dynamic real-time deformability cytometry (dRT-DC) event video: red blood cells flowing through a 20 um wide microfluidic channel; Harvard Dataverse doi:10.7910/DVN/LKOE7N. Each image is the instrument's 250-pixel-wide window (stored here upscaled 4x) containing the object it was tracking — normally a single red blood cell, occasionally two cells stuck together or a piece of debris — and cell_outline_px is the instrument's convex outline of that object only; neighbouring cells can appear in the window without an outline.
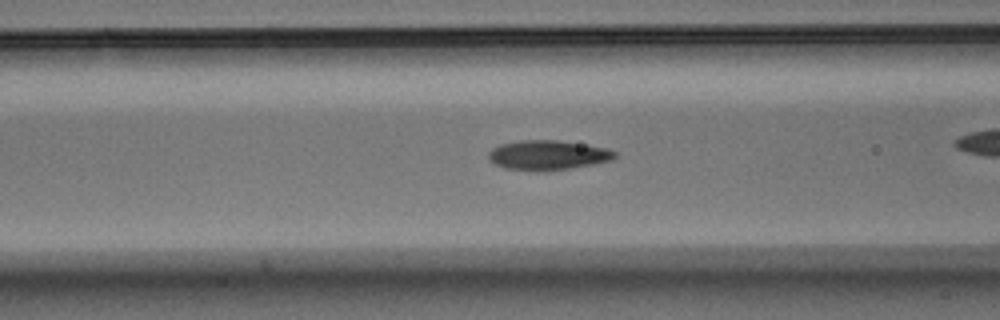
{"species": "Egyptian fruit bat (a non-hibernating species)", "species_latin": "Rousettus aegyptiacus", "temperature_condition": "warm", "stored_images_in_passage": 27, "camera_frame_rate_fps": 3000, "um_per_image_px": 0.085, "animal": {"sex": "male"}, "frame": {"image": 1, "passage_image": 5, "time_ms": 1.333, "image_size_px": [1000, 320], "cell_outline_px": [[616, 156], [612, 160], [592, 164], [568, 168], [540, 172], [536, 172], [504, 168], [488, 160], [488, 152], [492, 148], [500, 144], [520, 140], [556, 140], [608, 148], [616, 152]], "centroid_in_image_um": [46.52, 13.19], "position_along_channel_um": 120.1, "area_um2": 21.91}}
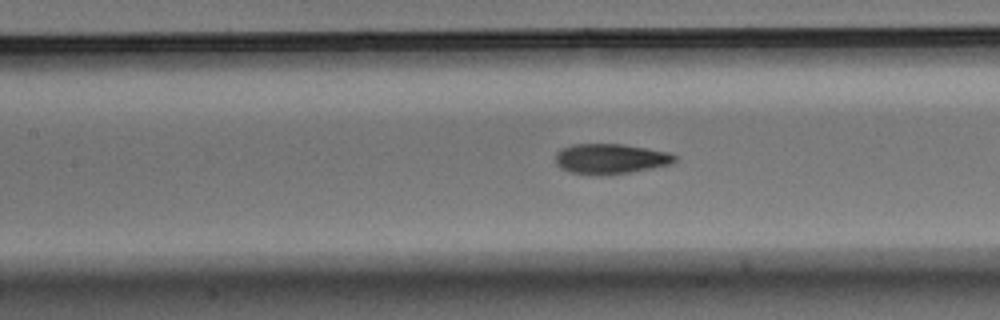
{"frame": {"image": 2, "passage_image": 8, "time_ms": 2.333, "image_size_px": [1000, 320], "cell_outline_px": [[676, 160], [672, 164], [632, 172], [568, 172], [560, 168], [556, 164], [556, 152], [560, 148], [572, 144], [624, 144], [648, 148], [668, 152], [676, 156]], "centroid_in_image_um": [51.91, 13.45], "position_along_channel_um": 155.5, "area_um2": 20.4}}
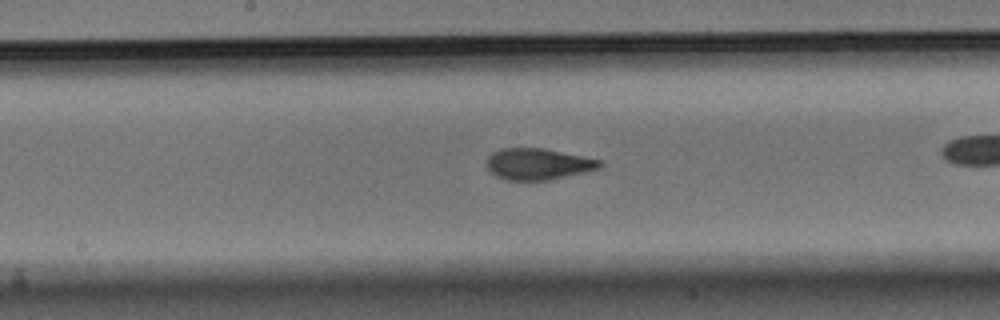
{"frame": {"image": 3, "passage_image": 12, "time_ms": 3.667, "image_size_px": [1000, 320], "cell_outline_px": [[604, 164], [600, 168], [584, 172], [548, 180], [504, 180], [496, 176], [488, 168], [488, 156], [492, 152], [500, 148], [544, 148], [584, 156], [600, 160]], "centroid_in_image_um": [45.74, 13.93], "position_along_channel_um": 202.5, "area_um2": 20.63}}